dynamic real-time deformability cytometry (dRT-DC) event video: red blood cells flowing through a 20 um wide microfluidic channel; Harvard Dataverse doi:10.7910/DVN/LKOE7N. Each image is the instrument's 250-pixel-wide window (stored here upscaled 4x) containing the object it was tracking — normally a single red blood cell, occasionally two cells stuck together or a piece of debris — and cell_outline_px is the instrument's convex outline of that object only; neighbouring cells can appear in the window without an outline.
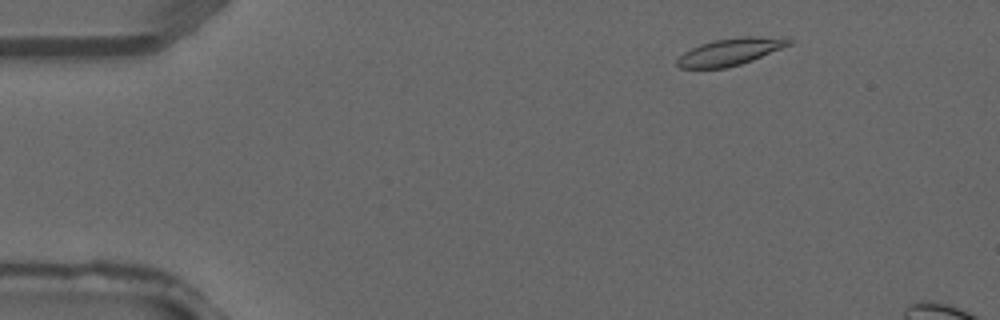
{"species": "common noctule bat (a hibernating species)", "species_latin": "Nyctalus noctula", "temperature_condition": "warm", "stored_images_in_passage": 3, "camera_frame_rate_fps": 3000, "um_per_image_px": 0.085, "animal": {"sex": "male", "forearm_length_mm": 52.5}, "frame": {"image": 1, "passage_image": 3, "time_ms": 0.667, "image_size_px": [1000, 320], "cell_outline_px": [[792, 44], [752, 60], [740, 64], [724, 68], [680, 68], [676, 64], [676, 60], [684, 52], [700, 44], [712, 40], [744, 36], [760, 36], [792, 40]], "centroid_in_image_um": [62.03, 4.4], "position_along_channel_um": 23.0, "area_um2": 17.4}}